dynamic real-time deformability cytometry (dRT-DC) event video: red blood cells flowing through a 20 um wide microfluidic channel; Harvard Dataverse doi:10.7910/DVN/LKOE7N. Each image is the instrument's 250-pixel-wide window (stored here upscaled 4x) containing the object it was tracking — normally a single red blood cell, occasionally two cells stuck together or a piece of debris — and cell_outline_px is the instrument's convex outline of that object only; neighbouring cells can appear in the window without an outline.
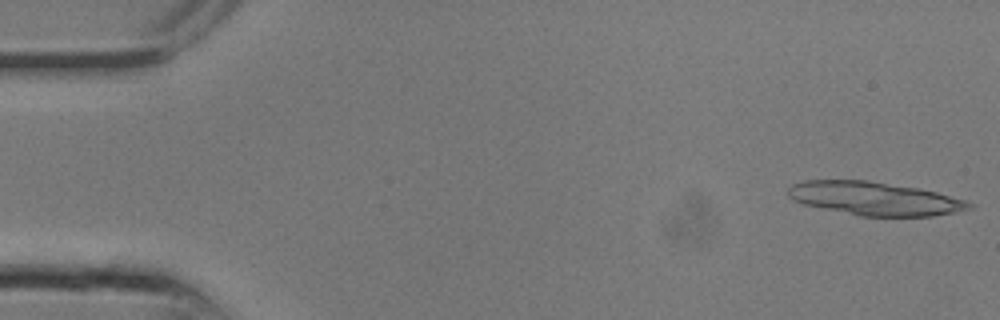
{"species": "common noctule bat (a hibernating species)", "species_latin": "Nyctalus noctula", "temperature_condition": "room temperature", "stored_images_in_passage": 11, "camera_frame_rate_fps": 3000, "um_per_image_px": 0.085, "animal": {"sex": "male", "body_mass_g": 13.3}, "frame": {"image": 1, "passage_image": 1, "time_ms": 0.0, "image_size_px": [1000, 320], "cell_outline_px": [[976, 204], [972, 208], [932, 216], [860, 216], [804, 204], [792, 200], [788, 196], [788, 188], [792, 184], [804, 180], [868, 180], [920, 188], [968, 200]], "centroid_in_image_um": [74.36, 16.87], "position_along_channel_um": 10.6, "area_um2": 35.32}}
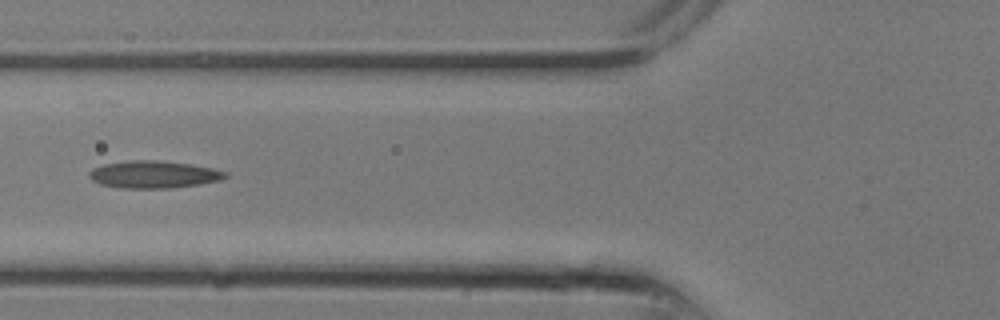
{"frame": {"image": 2, "passage_image": 10, "time_ms": 3.0, "image_size_px": [1000, 320], "cell_outline_px": [[228, 176], [220, 180], [200, 184], [168, 188], [120, 188], [100, 184], [92, 180], [88, 176], [88, 172], [92, 168], [104, 164], [128, 160], [160, 160], [192, 164], [212, 168], [228, 172]], "centroid_in_image_um": [13.05, 14.82], "position_along_channel_um": 112.7, "area_um2": 21.85}}